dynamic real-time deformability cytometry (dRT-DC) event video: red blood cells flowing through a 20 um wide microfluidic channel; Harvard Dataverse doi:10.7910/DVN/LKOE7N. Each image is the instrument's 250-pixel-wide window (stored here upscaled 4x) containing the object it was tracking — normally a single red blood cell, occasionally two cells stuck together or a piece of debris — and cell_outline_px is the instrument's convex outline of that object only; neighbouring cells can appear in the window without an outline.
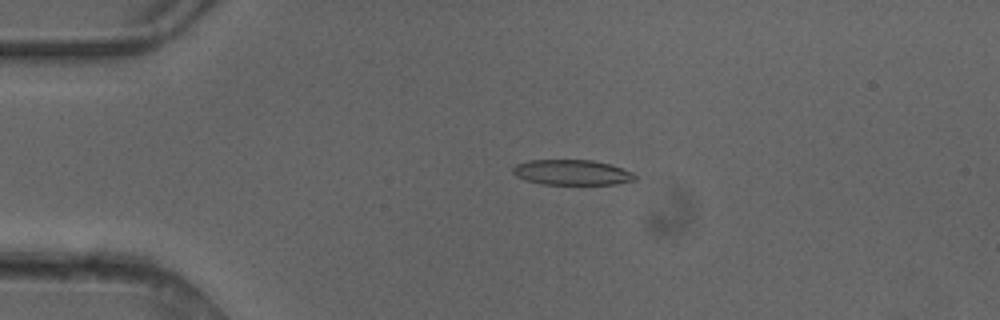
{"species": "common noctule bat (a hibernating species)", "species_latin": "Nyctalus noctula", "temperature_condition": "cold", "stored_images_in_passage": 4, "camera_frame_rate_fps": 3000, "um_per_image_px": 0.085, "animal": {"sex": "female"}, "frame": {"image": 1, "passage_image": 3, "time_ms": 0.667, "image_size_px": [1000, 320], "cell_outline_px": [[636, 180], [616, 184], [540, 184], [524, 180], [516, 176], [512, 172], [512, 168], [516, 164], [528, 160], [592, 160], [608, 164], [632, 172], [636, 176]], "centroid_in_image_um": [48.57, 14.66], "position_along_channel_um": 36.4, "area_um2": 17.98}}